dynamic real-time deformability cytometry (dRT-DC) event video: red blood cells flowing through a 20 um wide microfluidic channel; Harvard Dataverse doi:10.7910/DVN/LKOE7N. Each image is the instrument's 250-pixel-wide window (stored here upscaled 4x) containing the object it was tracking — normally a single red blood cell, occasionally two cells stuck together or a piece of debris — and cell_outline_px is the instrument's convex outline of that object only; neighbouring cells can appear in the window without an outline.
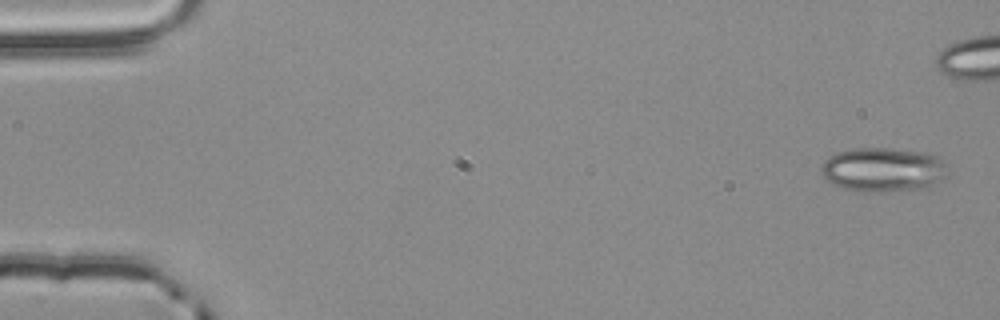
{"species": "common noctule bat (a hibernating species)", "species_latin": "Nyctalus noctula", "temperature_condition": "room temperature", "stored_images_in_passage": 4, "camera_frame_rate_fps": 3000, "um_per_image_px": 0.085, "animal": {"sex": "male", "body_mass_g": 20.4}, "frame": {"image": 1, "passage_image": 1, "time_ms": 0.0, "image_size_px": [1000, 320], "cell_outline_px": [[948, 168], [944, 176], [928, 188], [884, 192], [864, 192], [844, 188], [832, 184], [820, 172], [820, 168], [824, 160], [836, 152], [856, 148], [888, 148], [924, 152], [940, 156]], "centroid_in_image_um": [75.06, 14.42], "position_along_channel_um": 9.9, "area_um2": 32.83}}